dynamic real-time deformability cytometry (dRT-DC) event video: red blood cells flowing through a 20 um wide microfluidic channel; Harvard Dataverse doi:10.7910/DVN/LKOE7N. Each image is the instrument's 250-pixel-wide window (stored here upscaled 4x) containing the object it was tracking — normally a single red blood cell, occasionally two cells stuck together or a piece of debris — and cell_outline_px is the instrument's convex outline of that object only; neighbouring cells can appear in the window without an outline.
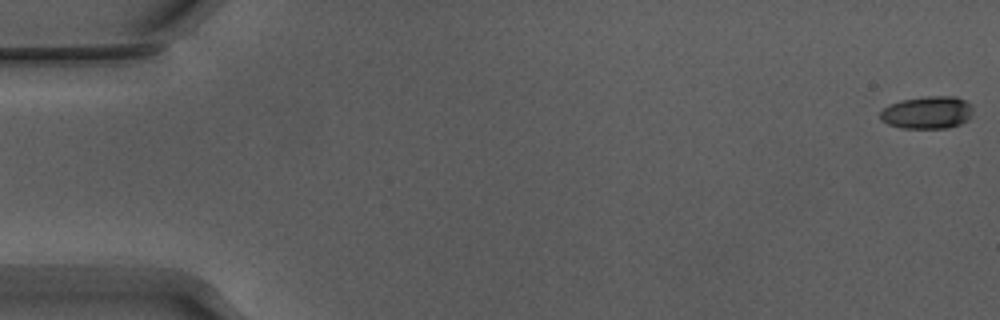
{"species": "Egyptian fruit bat (a non-hibernating species)", "species_latin": "Rousettus aegyptiacus", "temperature_condition": "warm", "stored_images_in_passage": 54, "camera_frame_rate_fps": 3000, "um_per_image_px": 0.085, "animal": {"sex": "male"}, "frame": {"image": 1, "passage_image": 1, "time_ms": 0.0, "image_size_px": [1000, 320], "cell_outline_px": [[972, 116], [968, 120], [960, 124], [948, 128], [900, 128], [888, 124], [880, 120], [880, 112], [888, 104], [900, 100], [924, 96], [956, 96], [972, 104]], "centroid_in_image_um": [78.82, 9.56], "position_along_channel_um": 6.2, "area_um2": 17.92}}
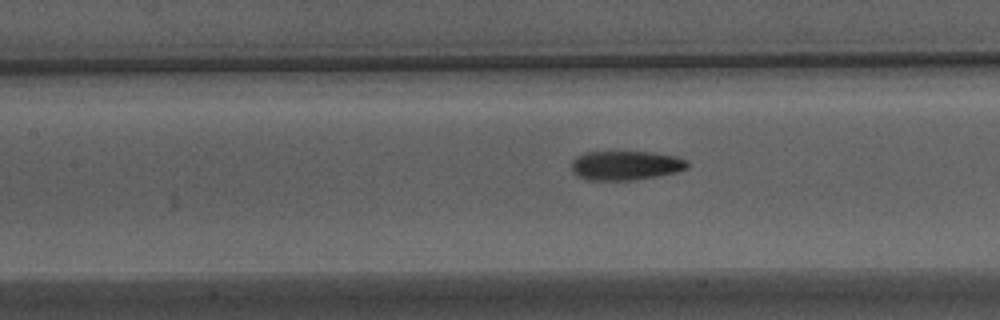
{"frame": {"image": 2, "passage_image": 25, "time_ms": 8.0, "image_size_px": [1000, 320], "cell_outline_px": [[688, 168], [676, 172], [636, 180], [588, 180], [576, 176], [572, 172], [572, 160], [576, 156], [584, 152], [652, 152], [676, 156], [684, 160], [688, 164]], "centroid_in_image_um": [53.14, 14.06], "position_along_channel_um": 154.3, "area_um2": 19.83}}
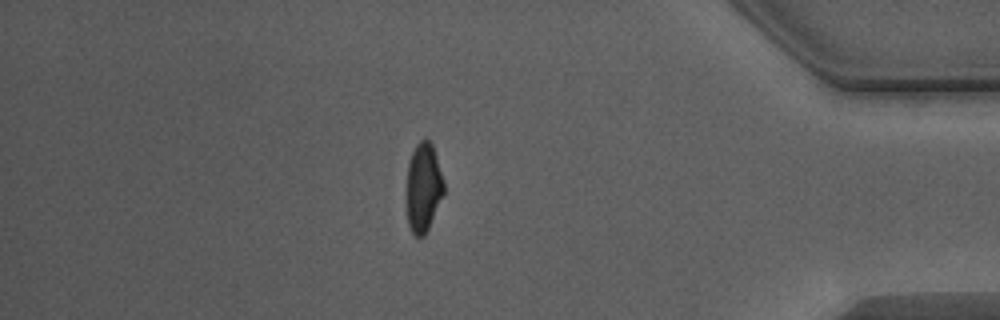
{"frame": {"image": 3, "passage_image": 47, "time_ms": 15.333, "image_size_px": [1000, 320], "cell_outline_px": [[444, 192], [428, 228], [424, 236], [416, 236], [412, 232], [408, 224], [408, 164], [412, 152], [416, 144], [420, 140], [428, 140], [432, 144], [444, 180]], "centroid_in_image_um": [36.0, 15.91], "position_along_channel_um": 399.2, "area_um2": 18.79}, "authors_computed_cell_mechanics": {"area_um2": 19.5653, "velocity_mm_per_s": 3.8731, "shape_relaxation_time_tau1_ms": 4.9493, "shape_relaxation_time_tau2_ms": 2.0052, "deformation_change_tau1": 0.1821, "deformation_change_tau2": 0.0954}}